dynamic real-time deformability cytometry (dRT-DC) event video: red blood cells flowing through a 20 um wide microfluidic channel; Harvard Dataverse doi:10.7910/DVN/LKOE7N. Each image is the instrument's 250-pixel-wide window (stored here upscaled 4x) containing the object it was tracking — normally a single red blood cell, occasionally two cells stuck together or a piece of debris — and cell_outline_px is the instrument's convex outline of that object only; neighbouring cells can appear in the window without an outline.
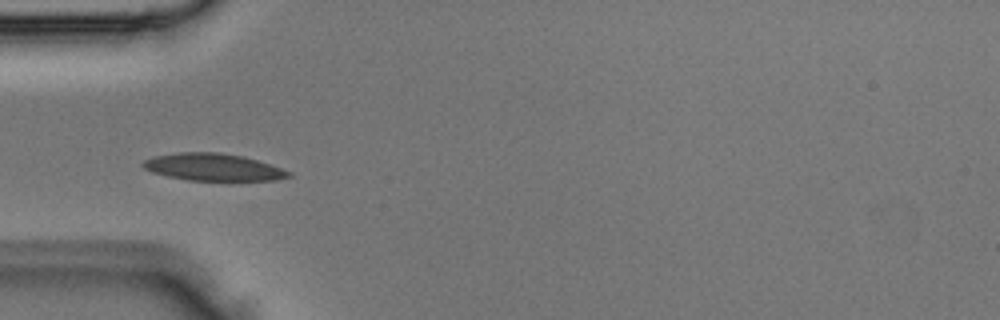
{"species": "Egyptian fruit bat (a non-hibernating species)", "species_latin": "Rousettus aegyptiacus", "temperature_condition": "room temperature", "stored_images_in_passage": 4, "camera_frame_rate_fps": 3000, "um_per_image_px": 0.085, "animal": {"sex": "male"}, "frame": {"image": 1, "passage_image": 4, "time_ms": 1.0, "image_size_px": [1000, 320], "cell_outline_px": [[292, 176], [276, 180], [188, 180], [168, 176], [152, 172], [144, 168], [140, 164], [144, 160], [156, 156], [180, 152], [216, 152], [244, 156], [292, 172]], "centroid_in_image_um": [18.11, 14.2], "position_along_channel_um": 66.9, "area_um2": 22.83}}